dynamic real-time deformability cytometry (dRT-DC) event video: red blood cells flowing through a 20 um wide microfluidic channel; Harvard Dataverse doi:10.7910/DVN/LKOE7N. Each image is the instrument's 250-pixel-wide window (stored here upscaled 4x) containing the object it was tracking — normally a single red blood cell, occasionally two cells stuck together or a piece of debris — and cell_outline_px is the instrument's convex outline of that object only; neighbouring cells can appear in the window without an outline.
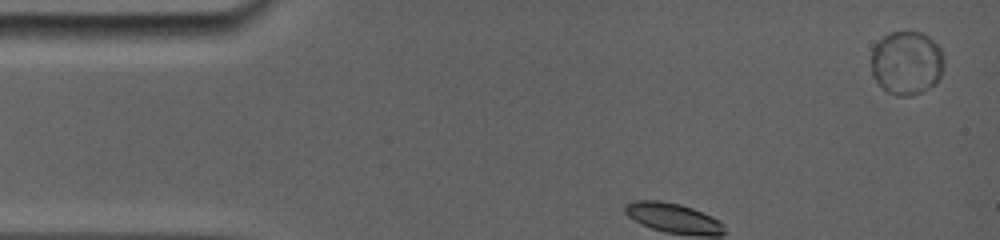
{"species": "common noctule bat (a hibernating species)", "species_latin": "Nyctalus noctula", "temperature_condition": "room temperature", "stored_images_in_passage": 5, "segment_of_instrument_passage": [1, 2], "camera_frame_rate_fps": 5000, "um_per_image_px": 0.085, "animal": {"sex": "female", "body_mass_g": 19.0, "forearm_length_mm": 56.7}, "frame": {"image": 1, "passage_image": 1, "time_ms": 0.0, "image_size_px": [1000, 240], "cell_outline_px": [[944, 64], [940, 76], [936, 84], [920, 92], [908, 96], [896, 96], [888, 92], [872, 76], [872, 48], [888, 32], [920, 32], [928, 36], [940, 48], [944, 56]], "centroid_in_image_um": [77.07, 5.34], "position_along_channel_um": 7.9, "area_um2": 26.99}}
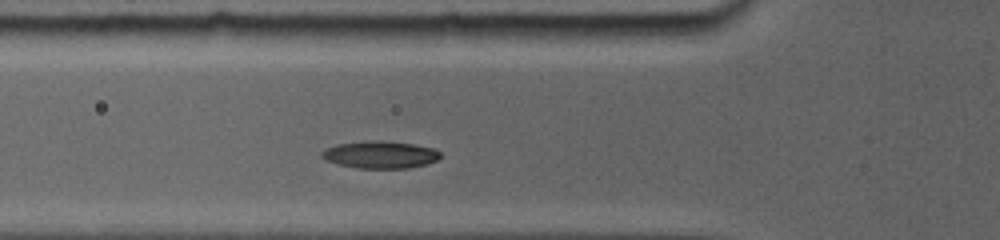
{"frame": {"image": 2, "passage_image": 4, "time_ms": 3.0, "image_size_px": [1000, 240], "cell_outline_px": [[440, 156], [436, 160], [424, 164], [408, 168], [356, 168], [324, 160], [320, 156], [320, 152], [328, 148], [340, 144], [412, 144], [432, 148], [440, 152]], "centroid_in_image_um": [32.31, 13.22], "position_along_channel_um": 93.5, "area_um2": 17.4}}